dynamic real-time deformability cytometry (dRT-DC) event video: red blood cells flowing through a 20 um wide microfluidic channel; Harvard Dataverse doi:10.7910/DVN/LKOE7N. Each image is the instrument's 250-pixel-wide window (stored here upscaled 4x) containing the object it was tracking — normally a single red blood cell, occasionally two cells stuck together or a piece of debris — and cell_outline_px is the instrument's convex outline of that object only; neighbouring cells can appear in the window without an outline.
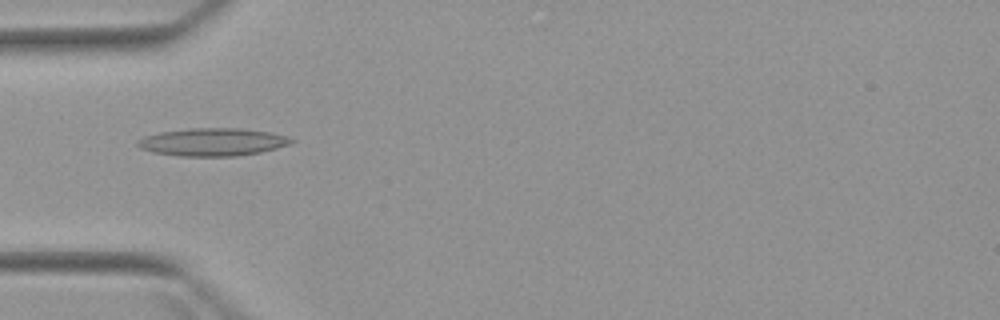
{"species": "Egyptian fruit bat (a non-hibernating species)", "species_latin": "Rousettus aegyptiacus", "temperature_condition": "warm", "stored_images_in_passage": 3, "camera_frame_rate_fps": 3000, "um_per_image_px": 0.085, "animal": {"sex": "female"}, "frame": {"image": 1, "passage_image": 3, "time_ms": 3.333, "image_size_px": [1000, 320], "cell_outline_px": [[296, 140], [292, 144], [260, 152], [236, 156], [180, 156], [152, 152], [140, 148], [136, 144], [136, 140], [144, 136], [160, 132], [188, 128], [240, 128], [268, 132], [288, 136]], "centroid_in_image_um": [18.07, 12.07], "position_along_channel_um": 66.9, "area_um2": 25.03}}